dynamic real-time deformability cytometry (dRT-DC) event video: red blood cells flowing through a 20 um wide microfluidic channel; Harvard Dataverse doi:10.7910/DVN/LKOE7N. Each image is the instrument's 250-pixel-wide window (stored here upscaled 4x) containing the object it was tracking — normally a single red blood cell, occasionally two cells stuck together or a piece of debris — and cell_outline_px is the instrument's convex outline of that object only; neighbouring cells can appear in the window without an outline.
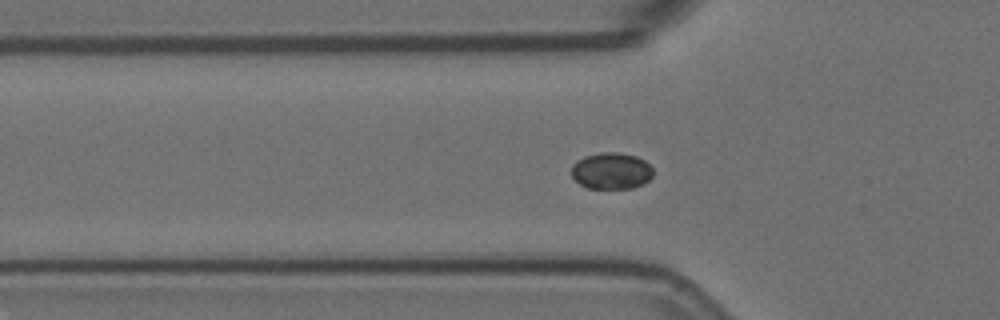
{"species": "Egyptian fruit bat (a non-hibernating species)", "species_latin": "Rousettus aegyptiacus", "temperature_condition": "room temperature", "stored_images_in_passage": 52, "camera_frame_rate_fps": 3000, "um_per_image_px": 0.085, "animal": {"sex": "female"}, "frame": {"image": 1, "passage_image": 19, "time_ms": 6.0, "image_size_px": [1000, 320], "cell_outline_px": [[652, 176], [648, 180], [632, 188], [588, 188], [580, 184], [572, 176], [572, 164], [576, 160], [584, 156], [600, 152], [616, 152], [636, 156], [644, 160], [652, 168]], "centroid_in_image_um": [51.93, 14.51], "position_along_channel_um": 73.9, "area_um2": 17.28}}
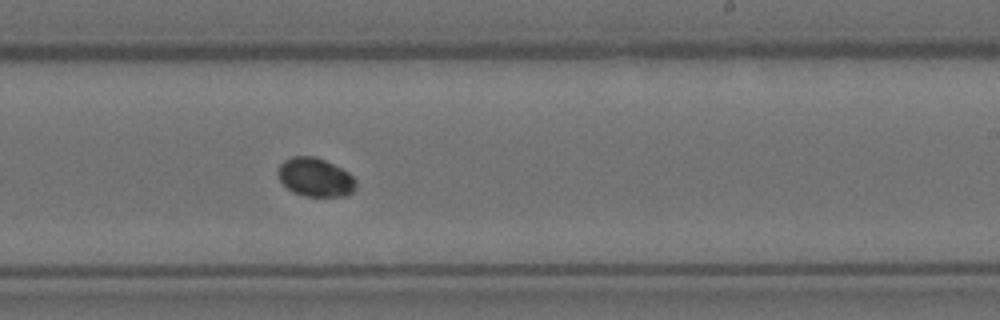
{"frame": {"image": 2, "passage_image": 35, "time_ms": 11.333, "image_size_px": [1000, 320], "cell_outline_px": [[356, 188], [352, 192], [344, 196], [304, 196], [292, 192], [280, 180], [280, 164], [284, 160], [292, 156], [312, 156], [324, 160], [348, 172], [356, 180]], "centroid_in_image_um": [26.82, 15.08], "position_along_channel_um": 262.2, "area_um2": 17.28}}
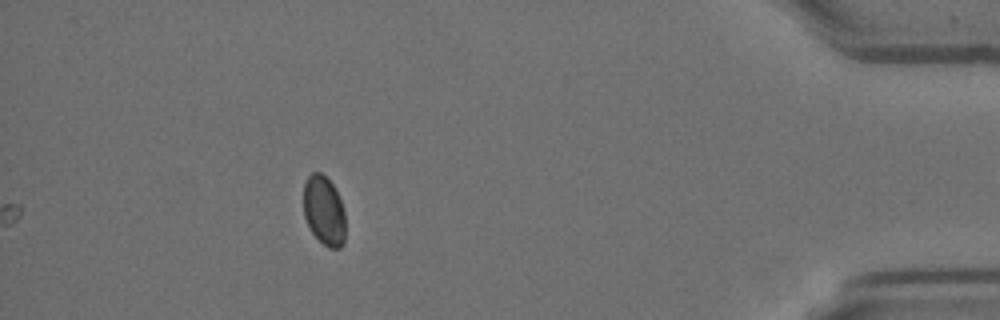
{"frame": {"image": 3, "passage_image": 52, "time_ms": 17.0, "image_size_px": [1000, 320], "cell_outline_px": [[344, 244], [340, 248], [328, 248], [312, 232], [304, 216], [304, 184], [308, 176], [312, 172], [320, 172], [336, 188], [344, 212]], "centroid_in_image_um": [27.54, 17.9], "position_along_channel_um": 407.7, "area_um2": 16.76}}